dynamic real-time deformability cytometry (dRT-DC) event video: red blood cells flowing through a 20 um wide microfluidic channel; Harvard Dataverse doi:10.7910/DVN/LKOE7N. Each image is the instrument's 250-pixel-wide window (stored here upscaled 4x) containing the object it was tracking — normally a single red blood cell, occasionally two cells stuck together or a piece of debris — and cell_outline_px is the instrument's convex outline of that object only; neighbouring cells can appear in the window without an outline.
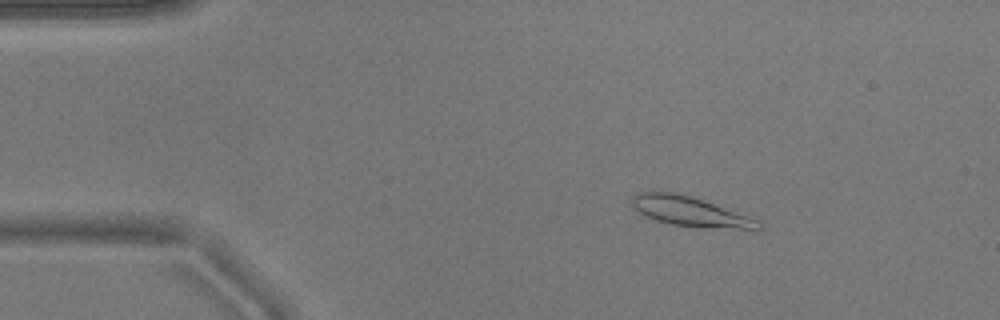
{"species": "common noctule bat (a hibernating species)", "species_latin": "Nyctalus noctula", "temperature_condition": "warm", "stored_images_in_passage": 32, "camera_frame_rate_fps": 3000, "um_per_image_px": 0.085, "animal": {"sex": "male", "body_mass_g": 17.9}, "frame": {"image": 1, "passage_image": 8, "time_ms": 2.333, "image_size_px": [1000, 320], "cell_outline_px": [[760, 228], [736, 228], [672, 224], [656, 220], [632, 208], [632, 196], [636, 192], [676, 192], [692, 196], [760, 216]], "centroid_in_image_um": [58.77, 17.93], "position_along_channel_um": 26.2, "area_um2": 22.08}}
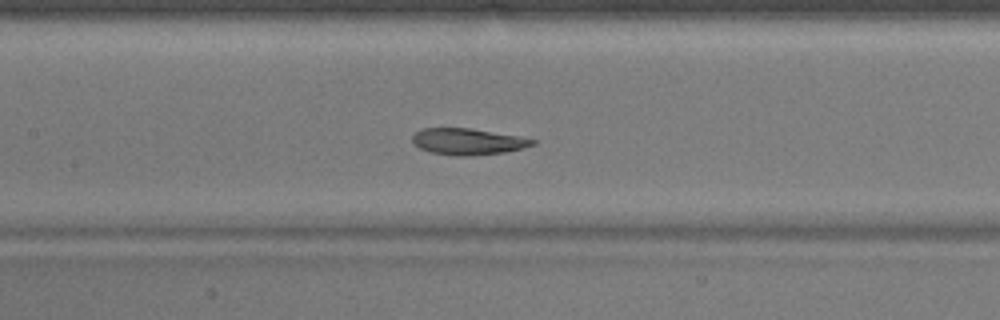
{"frame": {"image": 2, "passage_image": 24, "time_ms": 7.667, "image_size_px": [1000, 320], "cell_outline_px": [[536, 144], [524, 148], [504, 152], [468, 156], [456, 156], [432, 152], [420, 148], [412, 144], [412, 136], [416, 132], [424, 128], [472, 128], [516, 136], [536, 140]], "centroid_in_image_um": [39.75, 12.03], "position_along_channel_um": 167.7, "area_um2": 18.38}}
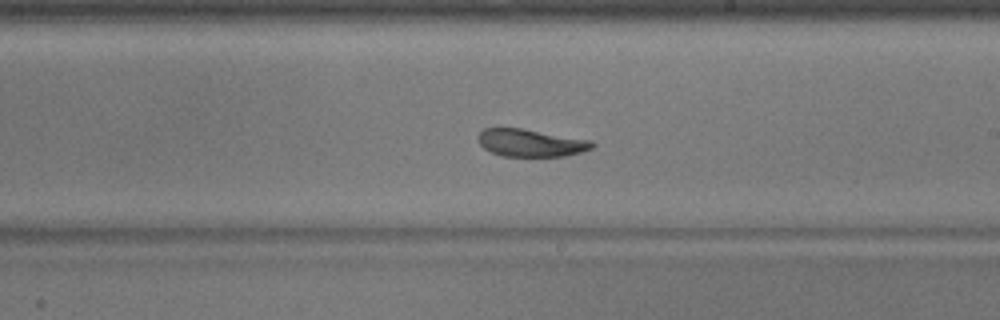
{"frame": {"image": 3, "passage_image": 30, "time_ms": 9.667, "image_size_px": [1000, 320], "cell_outline_px": [[596, 144], [592, 148], [580, 152], [564, 156], [504, 156], [492, 152], [484, 148], [480, 144], [480, 132], [484, 128], [520, 128], [592, 140]], "centroid_in_image_um": [45.15, 12.14], "position_along_channel_um": 243.8, "area_um2": 18.03}}